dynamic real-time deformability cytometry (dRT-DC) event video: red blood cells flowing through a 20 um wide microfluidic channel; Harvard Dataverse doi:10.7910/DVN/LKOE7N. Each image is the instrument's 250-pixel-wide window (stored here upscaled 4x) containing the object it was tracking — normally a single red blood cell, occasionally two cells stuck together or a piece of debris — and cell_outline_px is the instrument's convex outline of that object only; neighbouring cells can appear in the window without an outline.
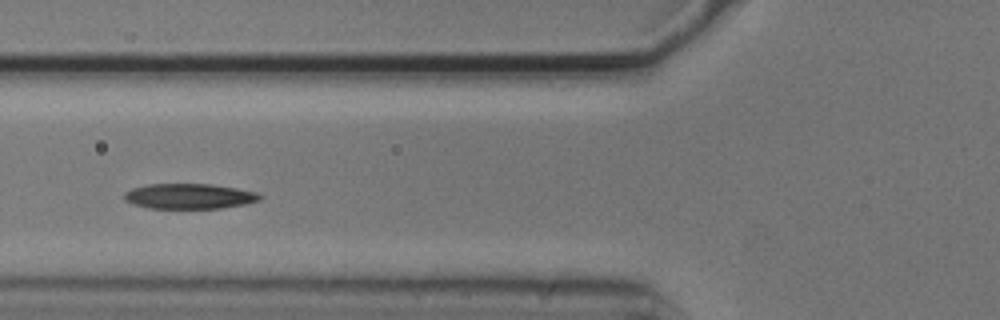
{"species": "common noctule bat (a hibernating species)", "species_latin": "Nyctalus noctula", "temperature_condition": "cold", "stored_images_in_passage": 4, "camera_frame_rate_fps": 3000, "um_per_image_px": 0.085, "animal": {"sex": "male", "body_mass_g": 20.5, "forearm_length_mm": 52.5}, "frame": {"image": 1, "passage_image": 3, "time_ms": 0.667, "image_size_px": [1000, 320], "cell_outline_px": [[264, 196], [260, 200], [244, 204], [220, 208], [148, 208], [132, 204], [124, 200], [124, 192], [132, 188], [148, 184], [212, 184], [260, 192]], "centroid_in_image_um": [16.1, 16.67], "position_along_channel_um": 109.7, "area_um2": 20.11}}
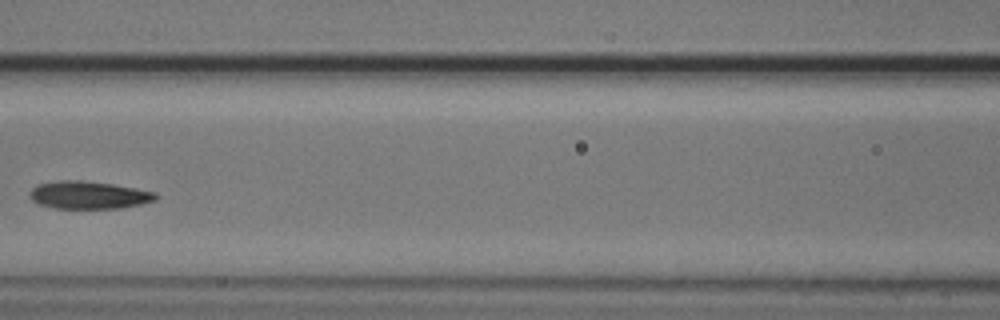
{"frame": {"image": 2, "passage_image": 4, "time_ms": 1.0, "image_size_px": [1000, 320], "cell_outline_px": [[156, 200], [140, 204], [120, 208], [56, 208], [40, 204], [32, 200], [28, 192], [36, 184], [56, 180], [80, 180], [112, 184], [136, 188], [156, 192]], "centroid_in_image_um": [7.51, 16.56], "position_along_channel_um": 159.1, "area_um2": 20.29}}